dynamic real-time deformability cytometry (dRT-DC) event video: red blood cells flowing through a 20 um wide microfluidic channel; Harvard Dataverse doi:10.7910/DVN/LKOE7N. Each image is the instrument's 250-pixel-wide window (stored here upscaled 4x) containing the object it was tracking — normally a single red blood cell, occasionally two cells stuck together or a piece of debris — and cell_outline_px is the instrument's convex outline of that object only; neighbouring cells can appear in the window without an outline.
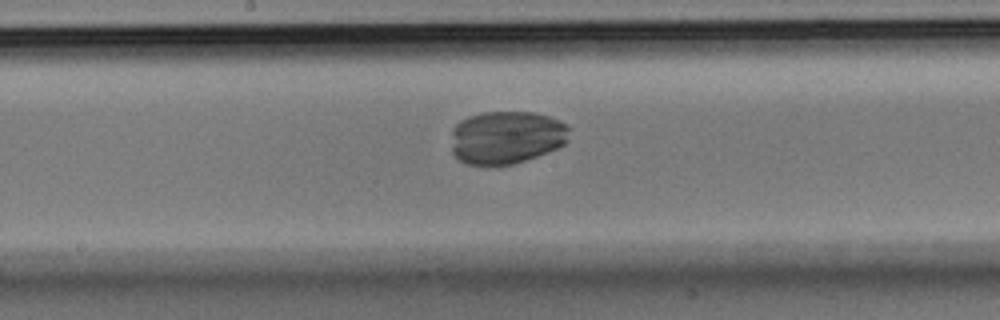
{"species": "Egyptian fruit bat (a non-hibernating species)", "species_latin": "Rousettus aegyptiacus", "temperature_condition": "room temperature", "stored_images_in_passage": 57, "camera_frame_rate_fps": 3000, "um_per_image_px": 0.085, "animal": {"sex": "male"}, "frame": {"image": 1, "passage_image": 29, "time_ms": 9.333, "image_size_px": [1000, 320], "cell_outline_px": [[568, 140], [564, 144], [556, 148], [536, 156], [512, 164], [484, 168], [468, 164], [460, 160], [452, 152], [452, 128], [460, 120], [468, 116], [480, 112], [532, 112], [548, 116], [560, 120], [568, 124]], "centroid_in_image_um": [43.01, 11.69], "position_along_channel_um": 205.2, "area_um2": 36.99}}
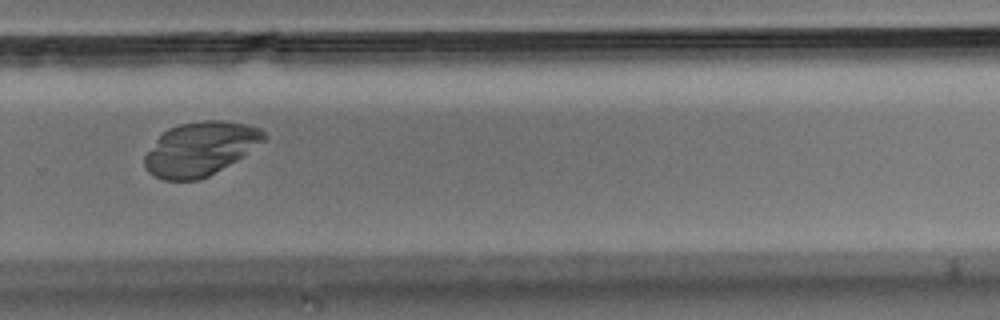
{"frame": {"image": 2, "passage_image": 38, "time_ms": 12.333, "image_size_px": [1000, 320], "cell_outline_px": [[268, 136], [264, 140], [244, 156], [208, 176], [196, 180], [164, 180], [148, 172], [144, 168], [144, 156], [156, 140], [168, 128], [180, 124], [204, 120], [220, 120], [244, 124], [260, 128]], "centroid_in_image_um": [17.02, 12.65], "position_along_channel_um": 312.8, "area_um2": 37.11}}
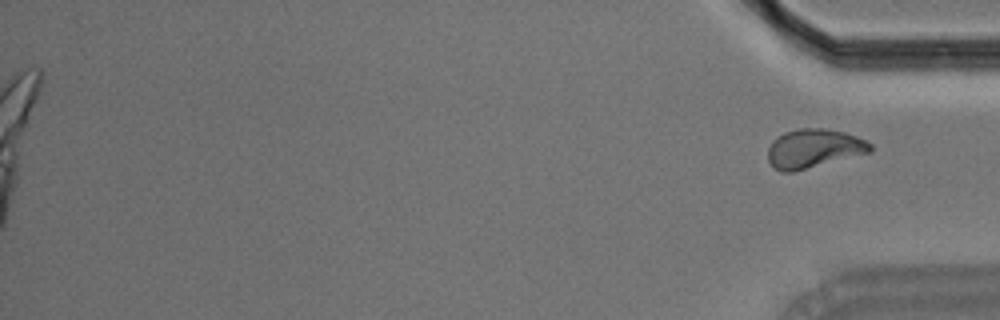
{"frame": {"image": 3, "passage_image": 57, "time_ms": 18.667, "image_size_px": [1000, 320], "cell_outline_px": [[872, 152], [792, 172], [780, 172], [768, 160], [768, 148], [772, 140], [784, 132], [800, 128], [828, 128], [844, 132], [856, 136], [872, 144]], "centroid_in_image_um": [69.17, 12.61], "position_along_channel_um": 366.0, "area_um2": 23.24}}